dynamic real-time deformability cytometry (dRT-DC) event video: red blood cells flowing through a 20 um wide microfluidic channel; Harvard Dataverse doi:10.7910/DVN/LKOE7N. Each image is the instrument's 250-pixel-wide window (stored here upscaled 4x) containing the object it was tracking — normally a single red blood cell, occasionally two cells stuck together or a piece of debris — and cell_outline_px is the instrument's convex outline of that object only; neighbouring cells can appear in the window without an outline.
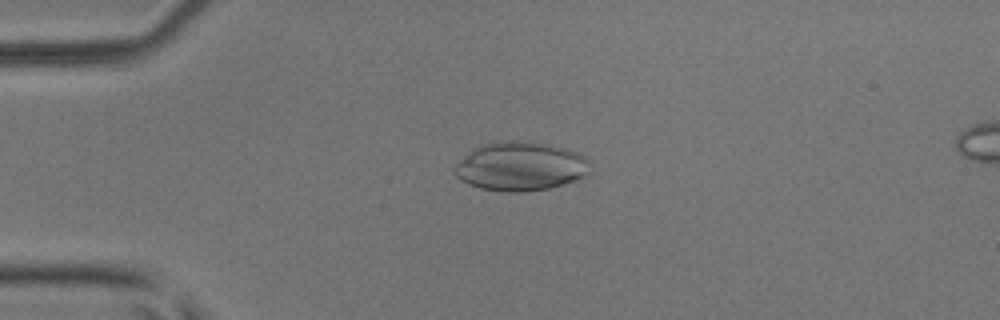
{"species": "common noctule bat (a hibernating species)", "species_latin": "Nyctalus noctula", "temperature_condition": "room temperature", "stored_images_in_passage": 5, "camera_frame_rate_fps": 3000, "um_per_image_px": 0.085, "animal": {"sex": "male", "body_mass_g": 17.9, "forearm_length_mm": 54.2}, "frame": {"image": 1, "passage_image": 2, "time_ms": 0.333, "image_size_px": [1000, 320], "cell_outline_px": [[588, 172], [584, 176], [564, 184], [548, 188], [524, 192], [504, 192], [480, 188], [468, 184], [460, 180], [452, 172], [452, 168], [464, 156], [480, 144], [500, 140], [532, 140], [564, 148], [576, 152], [584, 156], [588, 160]], "centroid_in_image_um": [44.19, 14.12], "position_along_channel_um": 40.8, "area_um2": 38.96}}
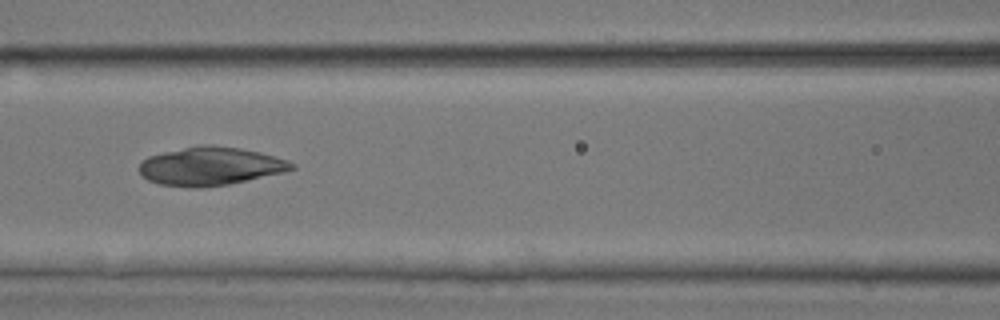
{"frame": {"image": 2, "passage_image": 5, "time_ms": 1.333, "image_size_px": [1000, 320], "cell_outline_px": [[296, 168], [284, 172], [228, 184], [200, 188], [192, 188], [160, 184], [148, 180], [136, 168], [148, 156], [164, 152], [200, 144], [212, 144], [240, 148], [260, 152], [288, 160], [296, 164]], "centroid_in_image_um": [17.89, 14.12], "position_along_channel_um": 148.7, "area_um2": 34.16}}